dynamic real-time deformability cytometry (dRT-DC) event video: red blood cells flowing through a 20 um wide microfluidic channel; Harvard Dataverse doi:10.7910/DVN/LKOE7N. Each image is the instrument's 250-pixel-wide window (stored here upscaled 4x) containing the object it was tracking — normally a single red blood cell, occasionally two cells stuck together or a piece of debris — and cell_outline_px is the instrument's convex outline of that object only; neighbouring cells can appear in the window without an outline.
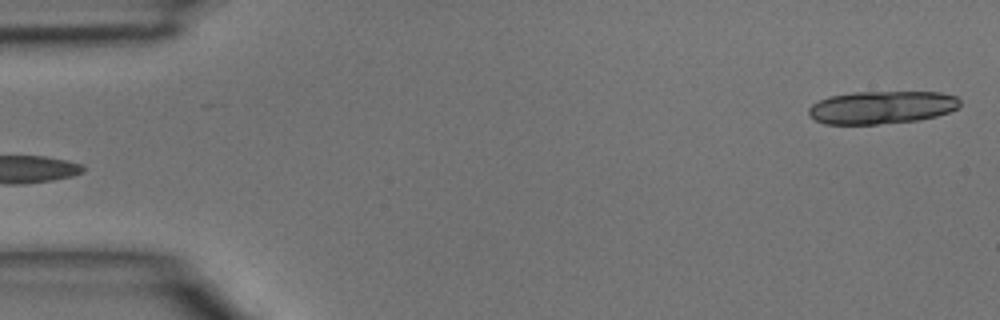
{"species": "common noctule bat (a hibernating species)", "species_latin": "Nyctalus noctula", "temperature_condition": "room temperature", "stored_images_in_passage": 4, "camera_frame_rate_fps": 3000, "um_per_image_px": 0.085, "animal": {"sex": "male", "body_mass_g": 15.6}, "frame": {"image": 1, "passage_image": 4, "time_ms": 1.0, "image_size_px": [1000, 320], "cell_outline_px": [[960, 104], [956, 108], [948, 112], [936, 116], [920, 120], [876, 124], [824, 124], [816, 120], [808, 112], [808, 108], [812, 104], [828, 96], [852, 92], [940, 92], [956, 96], [960, 100]], "centroid_in_image_um": [74.94, 9.12], "position_along_channel_um": 10.1, "area_um2": 28.96}}